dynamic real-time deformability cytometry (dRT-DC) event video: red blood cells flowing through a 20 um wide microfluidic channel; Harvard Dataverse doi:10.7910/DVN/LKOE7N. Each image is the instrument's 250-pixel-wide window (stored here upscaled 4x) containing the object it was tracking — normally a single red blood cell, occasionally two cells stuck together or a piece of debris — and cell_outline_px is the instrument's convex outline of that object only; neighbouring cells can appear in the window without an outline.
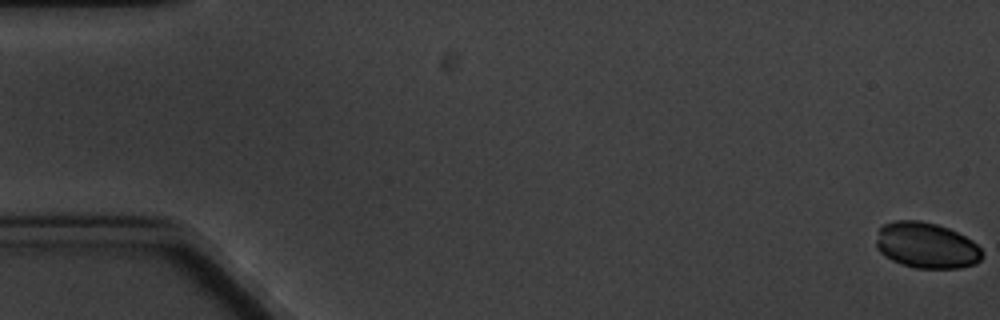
{"species": "common noctule bat (a hibernating species)", "species_latin": "Nyctalus noctula", "temperature_condition": "cold", "stored_images_in_passage": 6, "camera_frame_rate_fps": 3000, "um_per_image_px": 0.085, "animal": {"sex": "male", "body_mass_g": 20.1, "forearm_length_mm": 53.5}, "frame": {"image": 1, "passage_image": 1, "time_ms": 0.0, "image_size_px": [1000, 320], "cell_outline_px": [[984, 256], [976, 264], [960, 268], [916, 268], [900, 264], [884, 256], [876, 248], [876, 240], [880, 228], [884, 224], [896, 220], [920, 220], [936, 224], [948, 228], [972, 240], [984, 252]], "centroid_in_image_um": [78.75, 20.87], "position_along_channel_um": 6.2, "area_um2": 28.5}}
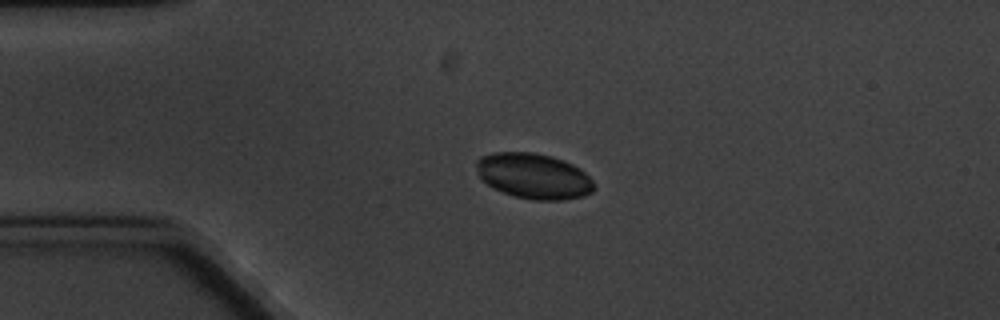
{"frame": {"image": 2, "passage_image": 5, "time_ms": 4.667, "image_size_px": [1000, 320], "cell_outline_px": [[596, 188], [592, 192], [584, 196], [560, 200], [532, 200], [516, 196], [492, 188], [480, 176], [476, 164], [476, 160], [480, 156], [492, 152], [532, 152], [564, 160], [580, 168], [592, 180]], "centroid_in_image_um": [45.38, 14.96], "position_along_channel_um": 39.6, "area_um2": 31.1}}